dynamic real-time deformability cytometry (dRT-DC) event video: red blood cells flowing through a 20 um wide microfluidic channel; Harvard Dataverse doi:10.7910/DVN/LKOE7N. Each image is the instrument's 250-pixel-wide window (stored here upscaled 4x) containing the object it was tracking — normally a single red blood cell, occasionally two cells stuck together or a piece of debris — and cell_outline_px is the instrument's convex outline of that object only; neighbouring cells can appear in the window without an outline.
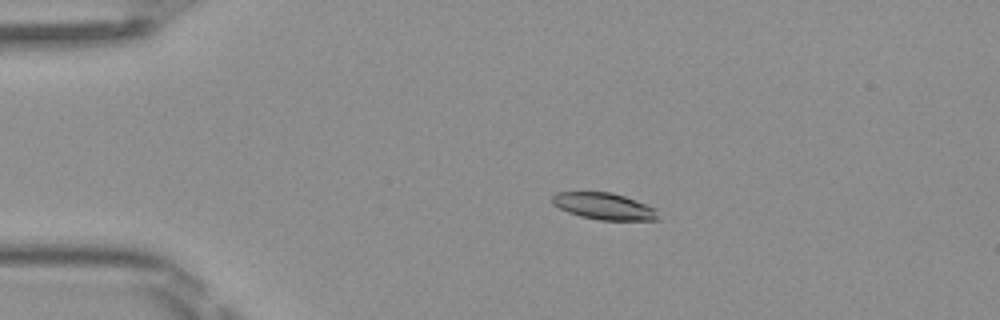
{"species": "Egyptian fruit bat (a non-hibernating species)", "species_latin": "Rousettus aegyptiacus", "temperature_condition": "room temperature", "stored_images_in_passage": 3, "camera_frame_rate_fps": 3000, "um_per_image_px": 0.085, "frame": {"image": 1, "passage_image": 2, "time_ms": 0.333, "image_size_px": [1000, 320], "cell_outline_px": [[660, 220], [600, 220], [580, 216], [568, 212], [552, 204], [552, 196], [556, 192], [612, 192], [636, 200], [656, 208]], "centroid_in_image_um": [51.36, 17.53], "position_along_channel_um": 33.6, "area_um2": 16.53}}